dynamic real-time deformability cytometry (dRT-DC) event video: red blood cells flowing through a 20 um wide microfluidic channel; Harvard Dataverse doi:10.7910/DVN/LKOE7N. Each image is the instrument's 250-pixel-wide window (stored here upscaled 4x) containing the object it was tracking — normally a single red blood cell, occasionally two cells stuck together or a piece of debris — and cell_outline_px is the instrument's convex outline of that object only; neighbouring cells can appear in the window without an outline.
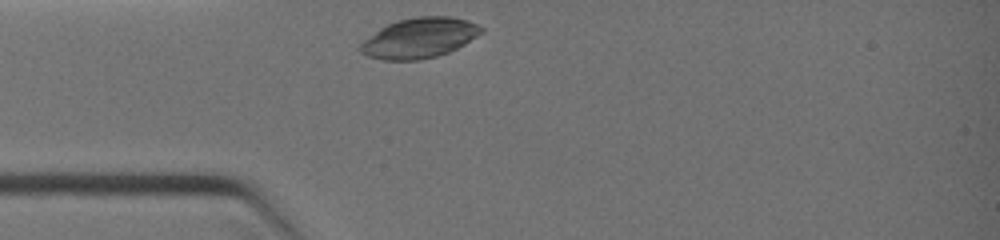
{"species": "common noctule bat (a hibernating species)", "species_latin": "Nyctalus noctula", "temperature_condition": "warm", "stored_images_in_passage": 19, "camera_frame_rate_fps": 3000, "um_per_image_px": 0.085, "animal": {"sex": "female", "body_mass_g": 19.0, "forearm_length_mm": 51.5}, "frame": {"image": 1, "passage_image": 1, "time_ms": 0.0, "image_size_px": [1000, 240], "cell_outline_px": [[484, 32], [464, 44], [448, 52], [436, 56], [420, 60], [380, 60], [368, 56], [360, 52], [356, 48], [364, 40], [380, 28], [388, 24], [400, 20], [416, 16], [448, 16], [468, 20], [484, 28]], "centroid_in_image_um": [35.63, 3.23], "position_along_channel_um": 49.4, "area_um2": 28.32}}
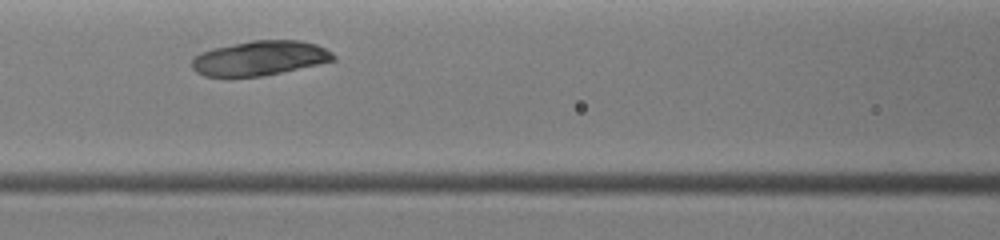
{"frame": {"image": 2, "passage_image": 6, "time_ms": 2.0, "image_size_px": [1000, 240], "cell_outline_px": [[336, 60], [264, 76], [204, 76], [196, 72], [192, 68], [192, 60], [200, 52], [212, 48], [252, 40], [300, 40], [316, 44], [332, 52], [336, 56]], "centroid_in_image_um": [22.09, 4.94], "position_along_channel_um": 144.5, "area_um2": 28.5}}
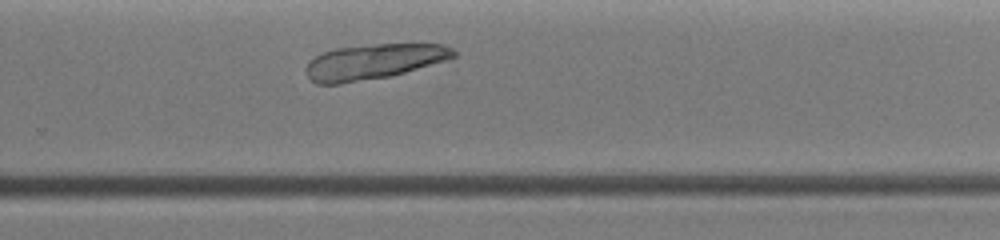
{"frame": {"image": 3, "passage_image": 13, "time_ms": 5.0, "image_size_px": [1000, 240], "cell_outline_px": [[456, 56], [448, 60], [392, 76], [340, 84], [316, 84], [308, 80], [304, 72], [304, 68], [308, 60], [324, 52], [336, 48], [376, 44], [444, 44], [452, 48], [456, 52]], "centroid_in_image_um": [31.72, 5.26], "position_along_channel_um": 298.1, "area_um2": 30.75}}